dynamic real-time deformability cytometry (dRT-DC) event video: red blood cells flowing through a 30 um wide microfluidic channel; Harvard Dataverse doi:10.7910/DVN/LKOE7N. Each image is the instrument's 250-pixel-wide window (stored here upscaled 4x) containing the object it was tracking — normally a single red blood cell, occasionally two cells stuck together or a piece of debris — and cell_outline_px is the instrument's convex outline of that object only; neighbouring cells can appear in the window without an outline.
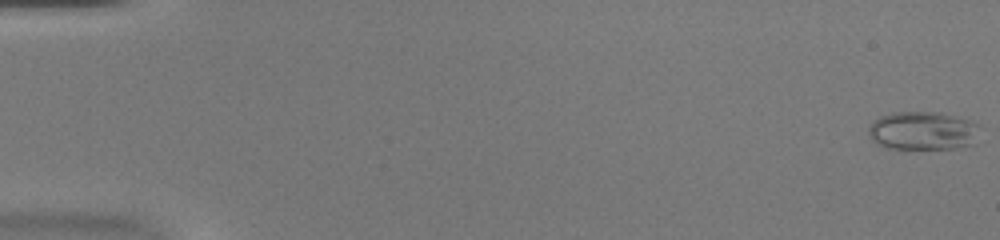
{"species": "common noctule bat (a hibernating species)", "species_latin": "Nyctalus noctula", "temperature_condition": "warm", "stored_images_in_passage": 53, "camera_frame_rate_fps": 3000, "um_per_image_px": 0.085, "animal": {"sex": "female", "body_mass_g": 20.0, "forearm_length_mm": 54.0}, "frame": {"image": 1, "passage_image": 1, "time_ms": 0.0, "image_size_px": [1000, 240], "cell_outline_px": [[984, 128], [976, 144], [960, 148], [884, 148], [876, 144], [872, 140], [868, 132], [868, 128], [872, 120], [880, 116], [892, 112], [944, 112], [980, 124]], "centroid_in_image_um": [78.52, 11.11], "position_along_channel_um": 6.5, "area_um2": 25.78}}
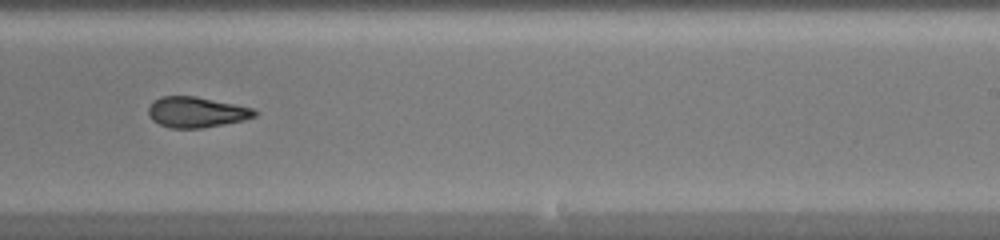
{"frame": {"image": 2, "passage_image": 34, "time_ms": 11.0, "image_size_px": [1000, 240], "cell_outline_px": [[256, 116], [244, 120], [200, 128], [168, 128], [152, 120], [148, 116], [148, 108], [152, 100], [160, 96], [196, 96], [252, 108], [256, 112]], "centroid_in_image_um": [16.63, 9.53], "position_along_channel_um": 272.4, "area_um2": 18.9}}
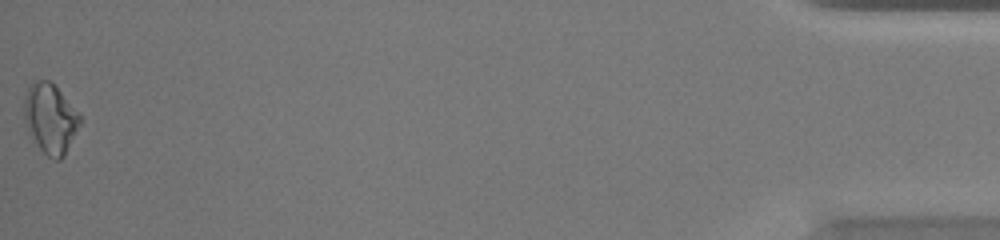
{"frame": {"image": 3, "passage_image": 53, "time_ms": 17.333, "image_size_px": [1000, 240], "cell_outline_px": [[84, 120], [64, 156], [60, 160], [52, 160], [40, 148], [28, 132], [24, 120], [24, 96], [32, 80], [48, 80], [60, 92]], "centroid_in_image_um": [4.28, 10.1], "position_along_channel_um": 430.9, "area_um2": 22.72}, "authors_computed_cell_mechanics": {"area_um2": 20.3456, "velocity_mm_per_s": 3.9824, "shape_relaxation_time_tau1_ms": null, "shape_relaxation_time_tau2_ms": 2.2091, "deformation_change_tau1": null, "deformation_change_tau2": 0.0749}}